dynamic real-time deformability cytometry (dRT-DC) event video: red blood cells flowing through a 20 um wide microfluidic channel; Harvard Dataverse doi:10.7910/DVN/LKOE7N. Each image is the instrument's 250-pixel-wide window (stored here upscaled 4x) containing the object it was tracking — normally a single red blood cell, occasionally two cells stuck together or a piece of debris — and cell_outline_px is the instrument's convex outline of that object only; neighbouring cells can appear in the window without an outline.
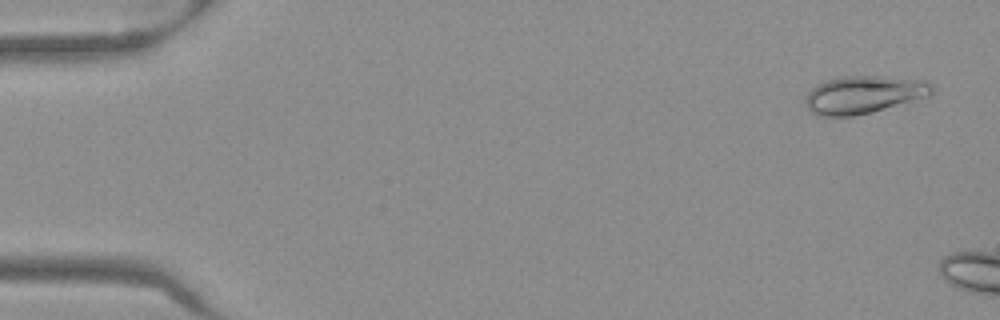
{"species": "Egyptian fruit bat (a non-hibernating species)", "species_latin": "Rousettus aegyptiacus", "temperature_condition": "warm", "stored_images_in_passage": 7, "camera_frame_rate_fps": 3000, "um_per_image_px": 0.085, "frame": {"image": 1, "passage_image": 3, "time_ms": 0.667, "image_size_px": [1000, 320], "cell_outline_px": [[932, 92], [928, 96], [872, 112], [852, 116], [820, 116], [812, 112], [804, 104], [804, 100], [808, 92], [816, 84], [824, 80], [836, 76], [876, 76], [928, 80], [932, 84]], "centroid_in_image_um": [73.37, 8.03], "position_along_channel_um": 11.6, "area_um2": 27.92}}